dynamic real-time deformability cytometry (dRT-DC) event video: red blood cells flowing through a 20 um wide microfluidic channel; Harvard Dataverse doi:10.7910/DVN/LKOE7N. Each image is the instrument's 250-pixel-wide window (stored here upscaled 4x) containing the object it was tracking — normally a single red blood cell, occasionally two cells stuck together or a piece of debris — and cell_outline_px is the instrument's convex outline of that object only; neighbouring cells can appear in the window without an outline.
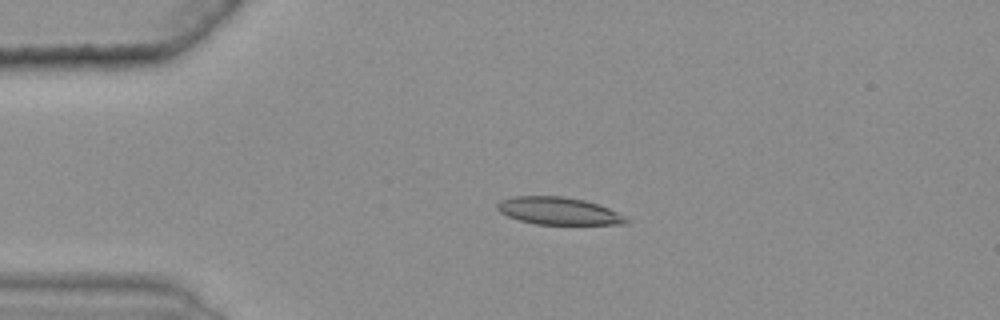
{"species": "common noctule bat (a hibernating species)", "species_latin": "Nyctalus noctula", "temperature_condition": "warm", "stored_images_in_passage": 47, "camera_frame_rate_fps": 3000, "um_per_image_px": 0.085, "animal": {"sex": "female", "body_mass_g": 25.1}, "frame": {"image": 1, "passage_image": 13, "time_ms": 4.0, "image_size_px": [1000, 320], "cell_outline_px": [[628, 224], [536, 224], [520, 220], [508, 216], [500, 212], [496, 208], [496, 204], [500, 200], [512, 196], [564, 196], [584, 200], [608, 208], [624, 216], [628, 220]], "centroid_in_image_um": [47.43, 17.92], "position_along_channel_um": 37.6, "area_um2": 20.46}}
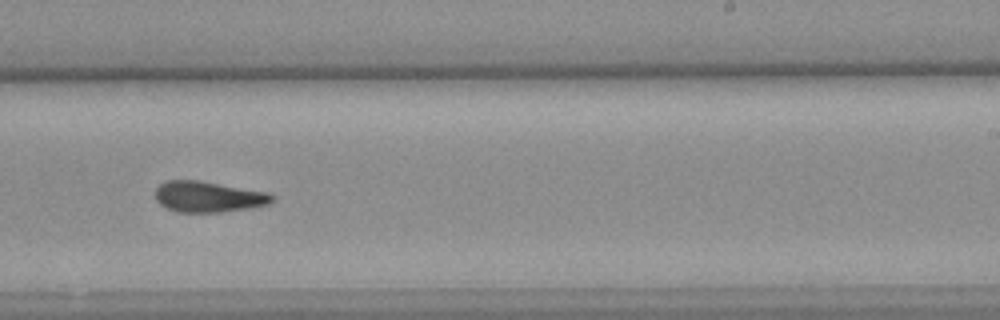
{"frame": {"image": 2, "passage_image": 35, "time_ms": 11.333, "image_size_px": [1000, 320], "cell_outline_px": [[276, 196], [268, 204], [248, 208], [220, 212], [180, 212], [168, 208], [160, 204], [156, 200], [156, 188], [164, 180], [200, 180], [268, 192]], "centroid_in_image_um": [17.7, 16.71], "position_along_channel_um": 271.3, "area_um2": 20.98}}
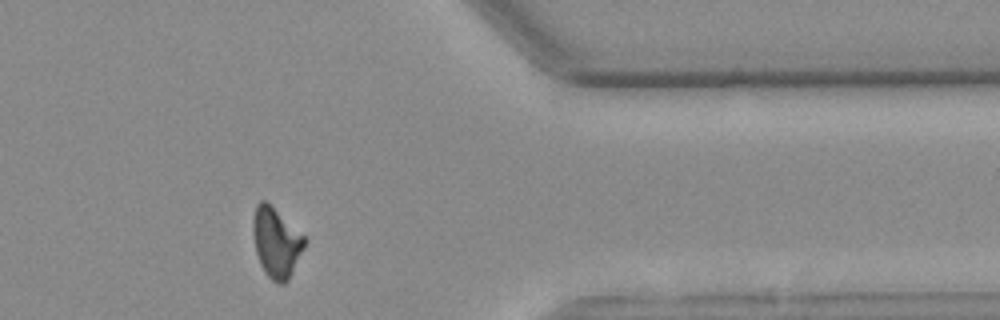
{"frame": {"image": 3, "passage_image": 46, "time_ms": 15.0, "image_size_px": [1000, 320], "cell_outline_px": [[308, 240], [288, 280], [284, 284], [280, 284], [272, 280], [264, 272], [260, 264], [256, 252], [252, 232], [252, 220], [256, 204], [260, 200], [264, 200], [304, 236]], "centroid_in_image_um": [23.46, 20.63], "position_along_channel_um": 387.9, "area_um2": 20.75}, "authors_computed_cell_mechanics": {"area_um2": 20.9236, "velocity_mm_per_s": 3.6492, "shape_relaxation_time_tau1_ms": null, "shape_relaxation_time_tau2_ms": 3.9861, "deformation_change_tau1": null, "deformation_change_tau2": 0.1197}}